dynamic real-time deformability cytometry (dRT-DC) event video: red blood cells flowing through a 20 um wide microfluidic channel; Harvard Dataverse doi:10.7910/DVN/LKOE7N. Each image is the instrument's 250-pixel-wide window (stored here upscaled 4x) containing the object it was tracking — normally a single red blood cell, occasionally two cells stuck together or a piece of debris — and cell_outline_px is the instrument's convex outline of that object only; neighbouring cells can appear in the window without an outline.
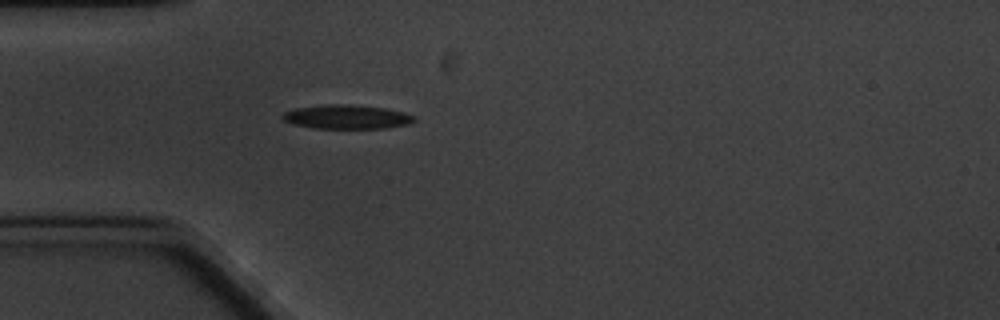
{"species": "common noctule bat (a hibernating species)", "species_latin": "Nyctalus noctula", "temperature_condition": "cold", "stored_images_in_passage": 1, "camera_frame_rate_fps": 3000, "um_per_image_px": 0.085, "animal": {"sex": "male", "body_mass_g": 20.1, "forearm_length_mm": 53.5}, "frame": {"image": 1, "passage_image": 1, "time_ms": 0.0, "image_size_px": [1000, 320], "cell_outline_px": [[416, 120], [408, 124], [384, 128], [312, 128], [296, 124], [284, 120], [280, 116], [284, 112], [296, 108], [328, 104], [344, 104], [384, 108], [404, 112], [416, 116]], "centroid_in_image_um": [29.49, 9.93], "position_along_channel_um": 55.5, "area_um2": 18.26}}